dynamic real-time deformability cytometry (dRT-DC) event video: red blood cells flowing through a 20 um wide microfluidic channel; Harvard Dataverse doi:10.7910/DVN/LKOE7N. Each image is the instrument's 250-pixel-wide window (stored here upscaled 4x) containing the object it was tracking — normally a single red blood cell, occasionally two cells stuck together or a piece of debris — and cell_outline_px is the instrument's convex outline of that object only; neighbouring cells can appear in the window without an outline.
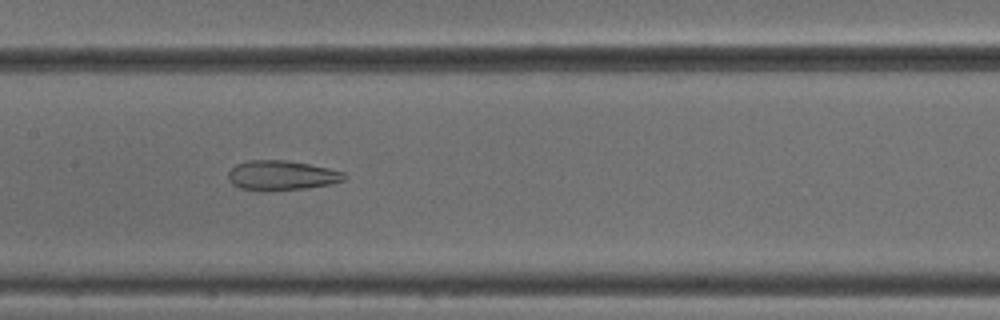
{"species": "common noctule bat (a hibernating species)", "species_latin": "Nyctalus noctula", "temperature_condition": "cold", "stored_images_in_passage": 52, "camera_frame_rate_fps": 3000, "um_per_image_px": 0.085, "animal": {"sex": "male", "body_mass_g": 18.8}, "frame": {"image": 1, "passage_image": 26, "time_ms": 8.333, "image_size_px": [1000, 320], "cell_outline_px": [[348, 176], [344, 180], [332, 184], [304, 188], [240, 188], [232, 184], [228, 180], [228, 172], [236, 164], [248, 160], [284, 160], [308, 164], [328, 168], [344, 172]], "centroid_in_image_um": [23.97, 14.86], "position_along_channel_um": 183.4, "area_um2": 19.36}}
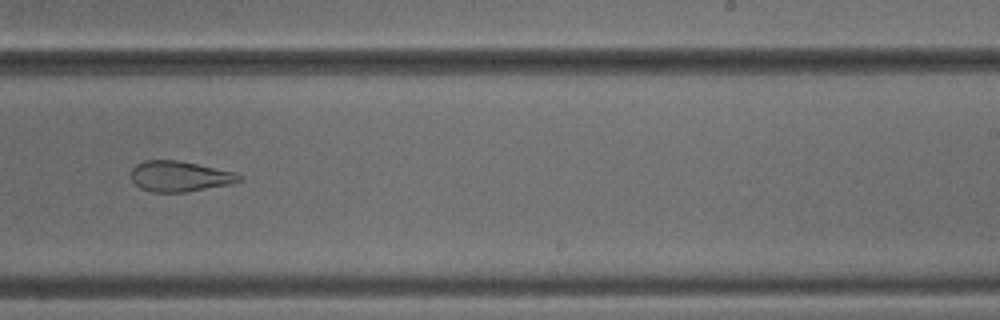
{"frame": {"image": 2, "passage_image": 33, "time_ms": 10.667, "image_size_px": [1000, 320], "cell_outline_px": [[244, 180], [232, 184], [184, 192], [152, 192], [140, 188], [132, 180], [132, 168], [136, 164], [144, 160], [180, 160], [236, 172], [244, 176]], "centroid_in_image_um": [15.33, 14.98], "position_along_channel_um": 273.7, "area_um2": 19.48}}
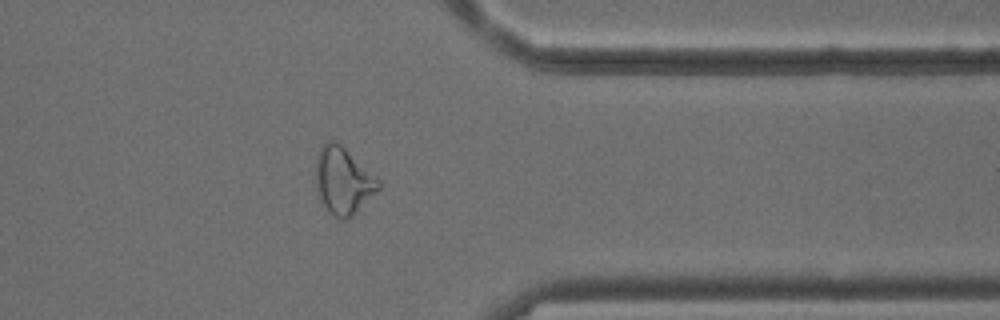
{"frame": {"image": 3, "passage_image": 42, "time_ms": 13.667, "image_size_px": [1000, 320], "cell_outline_px": [[380, 188], [348, 220], [344, 220], [328, 212], [324, 208], [320, 200], [316, 188], [316, 160], [320, 148], [328, 140], [332, 140], [340, 144], [376, 176], [380, 180]], "centroid_in_image_um": [29.15, 15.38], "position_along_channel_um": 382.2, "area_um2": 24.28}, "authors_computed_cell_mechanics": {"area_um2": 25.7499, "velocity_mm_per_s": 3.8884, "shape_relaxation_time_tau1_ms": null, "shape_relaxation_time_tau2_ms": 2.7373, "deformation_change_tau1": null, "deformation_change_tau2": 0.1251}}